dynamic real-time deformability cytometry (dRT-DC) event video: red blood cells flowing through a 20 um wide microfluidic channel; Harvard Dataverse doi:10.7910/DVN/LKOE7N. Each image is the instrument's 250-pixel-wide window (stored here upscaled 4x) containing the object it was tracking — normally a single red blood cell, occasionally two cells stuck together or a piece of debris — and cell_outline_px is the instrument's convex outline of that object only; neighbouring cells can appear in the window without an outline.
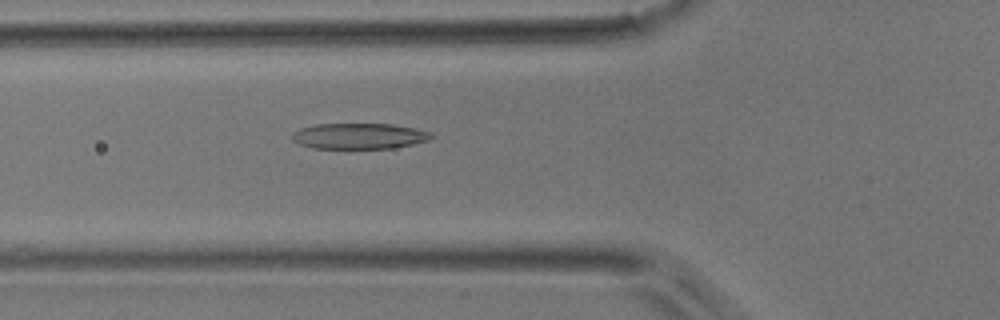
{"species": "common noctule bat (a hibernating species)", "species_latin": "Nyctalus noctula", "temperature_condition": "room temperature", "stored_images_in_passage": 41, "camera_frame_rate_fps": 3000, "um_per_image_px": 0.085, "animal": {"sex": "male", "body_mass_g": 17.9}, "frame": {"image": 1, "passage_image": 9, "time_ms": 2.667, "image_size_px": [1000, 320], "cell_outline_px": [[436, 136], [428, 140], [412, 144], [392, 148], [312, 148], [300, 144], [292, 140], [292, 132], [300, 128], [316, 124], [392, 124], [416, 128], [432, 132]], "centroid_in_image_um": [30.55, 11.56], "position_along_channel_um": 95.3, "area_um2": 20.98}}
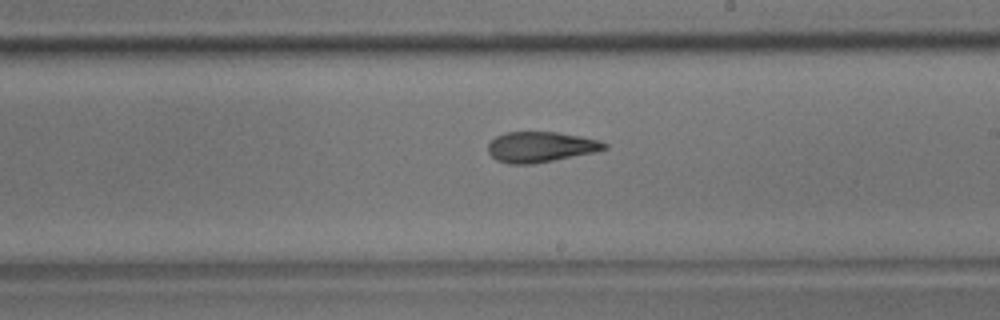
{"frame": {"image": 2, "passage_image": 20, "time_ms": 6.333, "image_size_px": [1000, 320], "cell_outline_px": [[608, 148], [596, 152], [532, 164], [508, 164], [496, 160], [488, 152], [488, 144], [496, 136], [508, 132], [556, 132], [580, 136], [596, 140], [608, 144]], "centroid_in_image_um": [45.94, 12.49], "position_along_channel_um": 243.1, "area_um2": 20.58}}
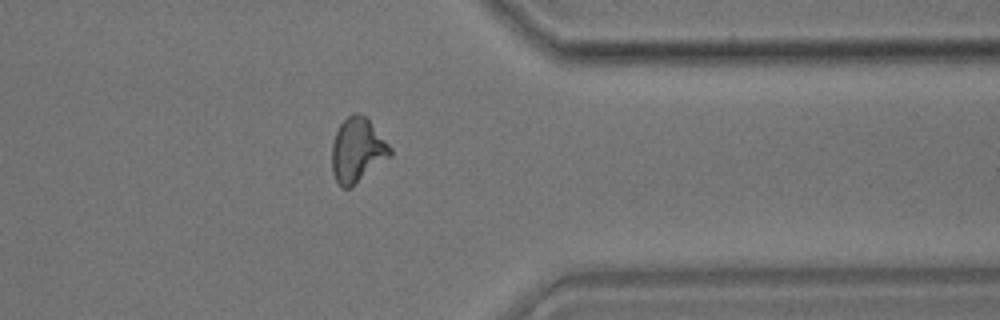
{"frame": {"image": 3, "passage_image": 31, "time_ms": 10.0, "image_size_px": [1000, 320], "cell_outline_px": [[392, 156], [352, 188], [340, 188], [336, 184], [332, 172], [332, 144], [336, 132], [340, 124], [352, 112], [360, 112], [368, 120], [392, 148]], "centroid_in_image_um": [30.37, 12.82], "position_along_channel_um": 381.0, "area_um2": 22.2}}